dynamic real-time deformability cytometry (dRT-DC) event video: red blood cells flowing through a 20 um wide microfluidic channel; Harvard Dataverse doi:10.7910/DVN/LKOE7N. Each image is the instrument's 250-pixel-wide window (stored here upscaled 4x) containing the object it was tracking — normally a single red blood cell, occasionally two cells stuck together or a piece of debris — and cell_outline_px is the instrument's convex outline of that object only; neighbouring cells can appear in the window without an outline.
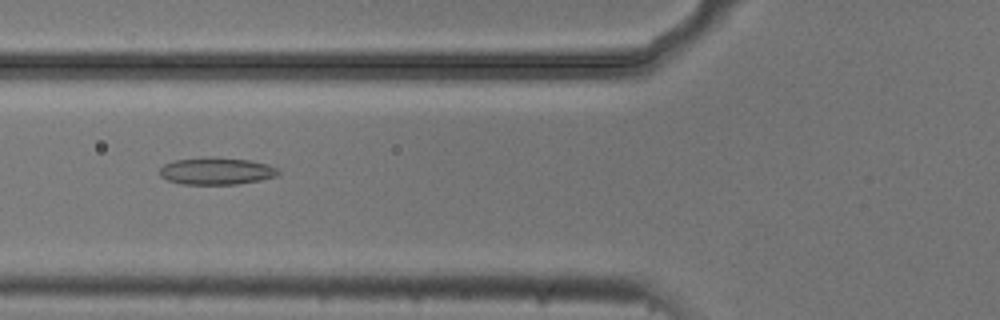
{"species": "common noctule bat (a hibernating species)", "species_latin": "Nyctalus noctula", "temperature_condition": "cold", "stored_images_in_passage": 7, "camera_frame_rate_fps": 3000, "um_per_image_px": 0.085, "animal": {"sex": "male", "body_mass_g": 20.5, "forearm_length_mm": 52.5}, "frame": {"image": 1, "passage_image": 5, "time_ms": 1.333, "image_size_px": [1000, 320], "cell_outline_px": [[280, 176], [260, 180], [236, 184], [184, 184], [168, 180], [160, 176], [160, 168], [164, 164], [172, 160], [200, 156], [204, 156], [252, 160], [268, 164], [276, 168], [280, 172]], "centroid_in_image_um": [18.4, 14.52], "position_along_channel_um": 107.4, "area_um2": 19.07}}
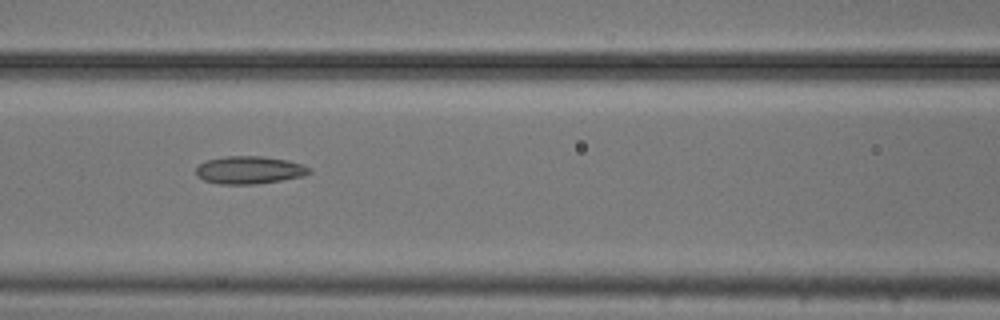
{"frame": {"image": 2, "passage_image": 6, "time_ms": 1.667, "image_size_px": [1000, 320], "cell_outline_px": [[312, 172], [304, 176], [256, 184], [220, 184], [204, 180], [196, 176], [196, 168], [200, 164], [208, 160], [224, 156], [264, 156], [288, 160], [312, 168]], "centroid_in_image_um": [21.21, 14.45], "position_along_channel_um": 145.4, "area_um2": 18.32}}
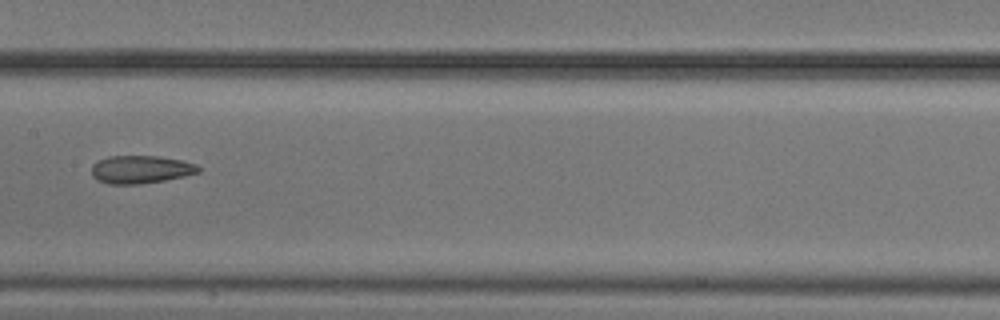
{"frame": {"image": 3, "passage_image": 7, "time_ms": 2.0, "image_size_px": [1000, 320], "cell_outline_px": [[200, 172], [184, 176], [164, 180], [140, 184], [108, 184], [92, 176], [92, 164], [108, 156], [160, 156], [180, 160], [196, 164], [200, 168]], "centroid_in_image_um": [11.97, 14.4], "position_along_channel_um": 195.4, "area_um2": 17.28}}